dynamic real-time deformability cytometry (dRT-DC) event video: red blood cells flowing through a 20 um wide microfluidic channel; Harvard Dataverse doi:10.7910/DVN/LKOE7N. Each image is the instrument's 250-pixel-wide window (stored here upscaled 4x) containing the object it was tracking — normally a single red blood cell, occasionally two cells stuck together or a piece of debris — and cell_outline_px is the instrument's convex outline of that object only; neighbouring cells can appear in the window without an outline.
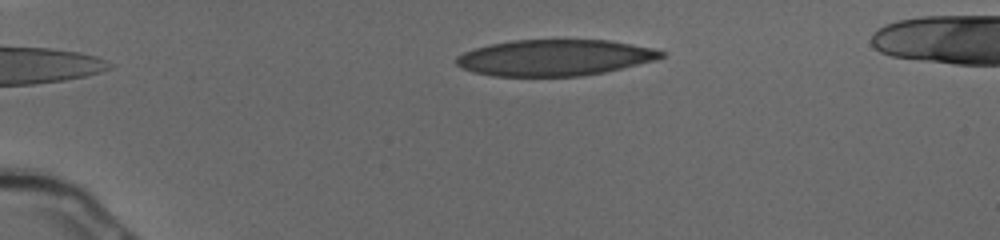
{"species": "human", "species_latin": "Homo sapiens", "temperature_condition": "cold", "stored_images_in_passage": 8, "camera_frame_rate_fps": 3000, "um_per_image_px": 0.085, "donor": {"sex": "male"}, "frame": {"image": 1, "passage_image": 1, "time_ms": 0.0, "image_size_px": [1000, 240], "cell_outline_px": [[664, 56], [656, 60], [604, 72], [580, 76], [492, 76], [472, 72], [456, 64], [456, 56], [464, 52], [488, 44], [512, 40], [608, 40], [632, 44], [652, 48], [664, 52]], "centroid_in_image_um": [47.12, 4.9], "position_along_channel_um": 37.9, "area_um2": 43.12}}
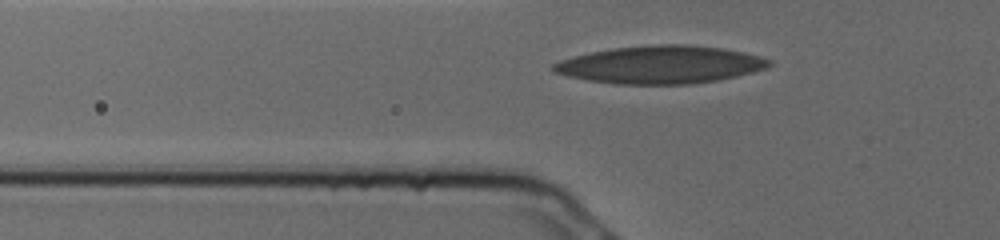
{"frame": {"image": 2, "passage_image": 8, "time_ms": 2.333, "image_size_px": [1000, 240], "cell_outline_px": [[772, 64], [768, 68], [736, 76], [716, 80], [692, 84], [616, 84], [588, 80], [568, 76], [552, 72], [548, 68], [552, 64], [560, 60], [580, 52], [612, 48], [652, 44], [688, 44], [724, 48], [744, 52], [760, 56], [772, 60]], "centroid_in_image_um": [56.07, 5.48], "position_along_channel_um": 69.7, "area_um2": 48.26}}